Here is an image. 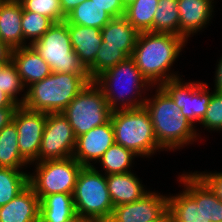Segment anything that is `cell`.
Instances as JSON below:
<instances>
[{"label":"cell","mask_w":222,"mask_h":222,"mask_svg":"<svg viewBox=\"0 0 222 222\" xmlns=\"http://www.w3.org/2000/svg\"><path fill=\"white\" fill-rule=\"evenodd\" d=\"M204 222H222V201L203 181Z\"/></svg>","instance_id":"35"},{"label":"cell","mask_w":222,"mask_h":222,"mask_svg":"<svg viewBox=\"0 0 222 222\" xmlns=\"http://www.w3.org/2000/svg\"><path fill=\"white\" fill-rule=\"evenodd\" d=\"M22 12L18 0H6L0 10V40L11 49L24 47Z\"/></svg>","instance_id":"22"},{"label":"cell","mask_w":222,"mask_h":222,"mask_svg":"<svg viewBox=\"0 0 222 222\" xmlns=\"http://www.w3.org/2000/svg\"><path fill=\"white\" fill-rule=\"evenodd\" d=\"M158 0H134L126 6L124 17L140 32H153L154 13Z\"/></svg>","instance_id":"27"},{"label":"cell","mask_w":222,"mask_h":222,"mask_svg":"<svg viewBox=\"0 0 222 222\" xmlns=\"http://www.w3.org/2000/svg\"><path fill=\"white\" fill-rule=\"evenodd\" d=\"M48 63L52 72L78 74L88 83L93 80L71 45L66 21L55 22L31 45Z\"/></svg>","instance_id":"7"},{"label":"cell","mask_w":222,"mask_h":222,"mask_svg":"<svg viewBox=\"0 0 222 222\" xmlns=\"http://www.w3.org/2000/svg\"><path fill=\"white\" fill-rule=\"evenodd\" d=\"M17 108H0V131L13 121Z\"/></svg>","instance_id":"38"},{"label":"cell","mask_w":222,"mask_h":222,"mask_svg":"<svg viewBox=\"0 0 222 222\" xmlns=\"http://www.w3.org/2000/svg\"><path fill=\"white\" fill-rule=\"evenodd\" d=\"M0 167L17 170L30 168V164L20 155L18 133L13 121L0 131Z\"/></svg>","instance_id":"24"},{"label":"cell","mask_w":222,"mask_h":222,"mask_svg":"<svg viewBox=\"0 0 222 222\" xmlns=\"http://www.w3.org/2000/svg\"><path fill=\"white\" fill-rule=\"evenodd\" d=\"M18 104L0 88V108H18Z\"/></svg>","instance_id":"42"},{"label":"cell","mask_w":222,"mask_h":222,"mask_svg":"<svg viewBox=\"0 0 222 222\" xmlns=\"http://www.w3.org/2000/svg\"><path fill=\"white\" fill-rule=\"evenodd\" d=\"M64 222H90V221L85 217H83L82 215L76 213L74 216H72L71 218H69Z\"/></svg>","instance_id":"43"},{"label":"cell","mask_w":222,"mask_h":222,"mask_svg":"<svg viewBox=\"0 0 222 222\" xmlns=\"http://www.w3.org/2000/svg\"><path fill=\"white\" fill-rule=\"evenodd\" d=\"M11 61L26 88L52 73L48 63L31 46L12 49Z\"/></svg>","instance_id":"18"},{"label":"cell","mask_w":222,"mask_h":222,"mask_svg":"<svg viewBox=\"0 0 222 222\" xmlns=\"http://www.w3.org/2000/svg\"><path fill=\"white\" fill-rule=\"evenodd\" d=\"M222 201V172L215 171H194Z\"/></svg>","instance_id":"36"},{"label":"cell","mask_w":222,"mask_h":222,"mask_svg":"<svg viewBox=\"0 0 222 222\" xmlns=\"http://www.w3.org/2000/svg\"><path fill=\"white\" fill-rule=\"evenodd\" d=\"M71 45L81 62L95 80V57L102 43L101 29L76 24H68Z\"/></svg>","instance_id":"17"},{"label":"cell","mask_w":222,"mask_h":222,"mask_svg":"<svg viewBox=\"0 0 222 222\" xmlns=\"http://www.w3.org/2000/svg\"><path fill=\"white\" fill-rule=\"evenodd\" d=\"M94 82L112 111L142 107L152 87L131 57L103 72Z\"/></svg>","instance_id":"3"},{"label":"cell","mask_w":222,"mask_h":222,"mask_svg":"<svg viewBox=\"0 0 222 222\" xmlns=\"http://www.w3.org/2000/svg\"><path fill=\"white\" fill-rule=\"evenodd\" d=\"M153 33L179 35L178 0H158L153 18Z\"/></svg>","instance_id":"28"},{"label":"cell","mask_w":222,"mask_h":222,"mask_svg":"<svg viewBox=\"0 0 222 222\" xmlns=\"http://www.w3.org/2000/svg\"><path fill=\"white\" fill-rule=\"evenodd\" d=\"M53 24L54 22L46 16L23 10L21 27L24 36V47L39 40Z\"/></svg>","instance_id":"31"},{"label":"cell","mask_w":222,"mask_h":222,"mask_svg":"<svg viewBox=\"0 0 222 222\" xmlns=\"http://www.w3.org/2000/svg\"><path fill=\"white\" fill-rule=\"evenodd\" d=\"M219 60V61H218ZM215 73H214V91L221 92L222 93V55L219 59H217V63L215 64Z\"/></svg>","instance_id":"39"},{"label":"cell","mask_w":222,"mask_h":222,"mask_svg":"<svg viewBox=\"0 0 222 222\" xmlns=\"http://www.w3.org/2000/svg\"><path fill=\"white\" fill-rule=\"evenodd\" d=\"M7 63H0V72Z\"/></svg>","instance_id":"46"},{"label":"cell","mask_w":222,"mask_h":222,"mask_svg":"<svg viewBox=\"0 0 222 222\" xmlns=\"http://www.w3.org/2000/svg\"><path fill=\"white\" fill-rule=\"evenodd\" d=\"M76 137L62 113H47L38 162L65 159L73 156Z\"/></svg>","instance_id":"12"},{"label":"cell","mask_w":222,"mask_h":222,"mask_svg":"<svg viewBox=\"0 0 222 222\" xmlns=\"http://www.w3.org/2000/svg\"><path fill=\"white\" fill-rule=\"evenodd\" d=\"M0 88L18 105H23L27 88L12 61L7 63L0 72Z\"/></svg>","instance_id":"30"},{"label":"cell","mask_w":222,"mask_h":222,"mask_svg":"<svg viewBox=\"0 0 222 222\" xmlns=\"http://www.w3.org/2000/svg\"><path fill=\"white\" fill-rule=\"evenodd\" d=\"M177 178L182 191L176 195L168 194L167 211L170 221L204 222L203 180L192 171L178 173Z\"/></svg>","instance_id":"11"},{"label":"cell","mask_w":222,"mask_h":222,"mask_svg":"<svg viewBox=\"0 0 222 222\" xmlns=\"http://www.w3.org/2000/svg\"><path fill=\"white\" fill-rule=\"evenodd\" d=\"M0 167V207L15 198L28 185V171Z\"/></svg>","instance_id":"29"},{"label":"cell","mask_w":222,"mask_h":222,"mask_svg":"<svg viewBox=\"0 0 222 222\" xmlns=\"http://www.w3.org/2000/svg\"><path fill=\"white\" fill-rule=\"evenodd\" d=\"M47 121V113L33 111L19 105L13 122L18 133L20 155L29 163L38 162L40 144Z\"/></svg>","instance_id":"13"},{"label":"cell","mask_w":222,"mask_h":222,"mask_svg":"<svg viewBox=\"0 0 222 222\" xmlns=\"http://www.w3.org/2000/svg\"><path fill=\"white\" fill-rule=\"evenodd\" d=\"M124 5L127 6L129 3H131L134 0H122Z\"/></svg>","instance_id":"45"},{"label":"cell","mask_w":222,"mask_h":222,"mask_svg":"<svg viewBox=\"0 0 222 222\" xmlns=\"http://www.w3.org/2000/svg\"><path fill=\"white\" fill-rule=\"evenodd\" d=\"M115 143L111 120L76 137L73 158L82 166L94 167L102 155Z\"/></svg>","instance_id":"15"},{"label":"cell","mask_w":222,"mask_h":222,"mask_svg":"<svg viewBox=\"0 0 222 222\" xmlns=\"http://www.w3.org/2000/svg\"><path fill=\"white\" fill-rule=\"evenodd\" d=\"M136 158L138 159L139 157L132 151L114 143L102 155L94 167L104 175L127 173L133 171L132 168L135 166ZM97 165L98 167L100 166L101 170L96 167Z\"/></svg>","instance_id":"25"},{"label":"cell","mask_w":222,"mask_h":222,"mask_svg":"<svg viewBox=\"0 0 222 222\" xmlns=\"http://www.w3.org/2000/svg\"><path fill=\"white\" fill-rule=\"evenodd\" d=\"M149 92L143 106L149 113L159 146L164 151L176 152L199 142L196 127L181 114L169 94L161 86H152Z\"/></svg>","instance_id":"2"},{"label":"cell","mask_w":222,"mask_h":222,"mask_svg":"<svg viewBox=\"0 0 222 222\" xmlns=\"http://www.w3.org/2000/svg\"><path fill=\"white\" fill-rule=\"evenodd\" d=\"M134 172L106 175L107 187L114 207L135 202L150 191Z\"/></svg>","instance_id":"20"},{"label":"cell","mask_w":222,"mask_h":222,"mask_svg":"<svg viewBox=\"0 0 222 222\" xmlns=\"http://www.w3.org/2000/svg\"><path fill=\"white\" fill-rule=\"evenodd\" d=\"M5 1L6 0H0V10H1V7H2V5L4 4Z\"/></svg>","instance_id":"47"},{"label":"cell","mask_w":222,"mask_h":222,"mask_svg":"<svg viewBox=\"0 0 222 222\" xmlns=\"http://www.w3.org/2000/svg\"><path fill=\"white\" fill-rule=\"evenodd\" d=\"M127 58L119 48L100 47L95 57V79Z\"/></svg>","instance_id":"34"},{"label":"cell","mask_w":222,"mask_h":222,"mask_svg":"<svg viewBox=\"0 0 222 222\" xmlns=\"http://www.w3.org/2000/svg\"><path fill=\"white\" fill-rule=\"evenodd\" d=\"M112 17L91 0H86L76 6L74 10L66 16L68 24H76L87 27L102 29Z\"/></svg>","instance_id":"26"},{"label":"cell","mask_w":222,"mask_h":222,"mask_svg":"<svg viewBox=\"0 0 222 222\" xmlns=\"http://www.w3.org/2000/svg\"><path fill=\"white\" fill-rule=\"evenodd\" d=\"M86 0H60L62 13L67 16L70 14L74 8L81 3L85 2Z\"/></svg>","instance_id":"40"},{"label":"cell","mask_w":222,"mask_h":222,"mask_svg":"<svg viewBox=\"0 0 222 222\" xmlns=\"http://www.w3.org/2000/svg\"><path fill=\"white\" fill-rule=\"evenodd\" d=\"M138 33L124 16L112 18L101 29V47L119 48L129 58L132 56Z\"/></svg>","instance_id":"21"},{"label":"cell","mask_w":222,"mask_h":222,"mask_svg":"<svg viewBox=\"0 0 222 222\" xmlns=\"http://www.w3.org/2000/svg\"><path fill=\"white\" fill-rule=\"evenodd\" d=\"M216 0H178L179 36L187 42L212 23Z\"/></svg>","instance_id":"16"},{"label":"cell","mask_w":222,"mask_h":222,"mask_svg":"<svg viewBox=\"0 0 222 222\" xmlns=\"http://www.w3.org/2000/svg\"><path fill=\"white\" fill-rule=\"evenodd\" d=\"M75 214L73 194L54 193L40 201L39 222H64Z\"/></svg>","instance_id":"23"},{"label":"cell","mask_w":222,"mask_h":222,"mask_svg":"<svg viewBox=\"0 0 222 222\" xmlns=\"http://www.w3.org/2000/svg\"><path fill=\"white\" fill-rule=\"evenodd\" d=\"M187 43L179 35L140 32L131 58L151 86H161L168 80L183 76L172 68Z\"/></svg>","instance_id":"1"},{"label":"cell","mask_w":222,"mask_h":222,"mask_svg":"<svg viewBox=\"0 0 222 222\" xmlns=\"http://www.w3.org/2000/svg\"><path fill=\"white\" fill-rule=\"evenodd\" d=\"M87 85L78 74L52 72L27 88L23 106L33 111L61 113Z\"/></svg>","instance_id":"4"},{"label":"cell","mask_w":222,"mask_h":222,"mask_svg":"<svg viewBox=\"0 0 222 222\" xmlns=\"http://www.w3.org/2000/svg\"><path fill=\"white\" fill-rule=\"evenodd\" d=\"M40 200L28 184L19 194L0 207V222H39Z\"/></svg>","instance_id":"19"},{"label":"cell","mask_w":222,"mask_h":222,"mask_svg":"<svg viewBox=\"0 0 222 222\" xmlns=\"http://www.w3.org/2000/svg\"><path fill=\"white\" fill-rule=\"evenodd\" d=\"M189 81L182 76V78L178 77L164 82L161 87L181 109V114L196 127L201 141L203 139L201 138L202 132L198 130L199 125L197 124L200 123L207 111L213 90L209 89L210 84L207 82Z\"/></svg>","instance_id":"10"},{"label":"cell","mask_w":222,"mask_h":222,"mask_svg":"<svg viewBox=\"0 0 222 222\" xmlns=\"http://www.w3.org/2000/svg\"><path fill=\"white\" fill-rule=\"evenodd\" d=\"M110 120L114 128L115 143L143 160L152 158L156 152L164 151L157 142L152 121L144 106L112 111Z\"/></svg>","instance_id":"5"},{"label":"cell","mask_w":222,"mask_h":222,"mask_svg":"<svg viewBox=\"0 0 222 222\" xmlns=\"http://www.w3.org/2000/svg\"><path fill=\"white\" fill-rule=\"evenodd\" d=\"M30 165L34 169L28 172V184L40 201L54 193L73 194L78 173L83 167L73 157L34 162Z\"/></svg>","instance_id":"8"},{"label":"cell","mask_w":222,"mask_h":222,"mask_svg":"<svg viewBox=\"0 0 222 222\" xmlns=\"http://www.w3.org/2000/svg\"><path fill=\"white\" fill-rule=\"evenodd\" d=\"M168 194L150 190L135 202L113 208L108 222H153L167 211Z\"/></svg>","instance_id":"14"},{"label":"cell","mask_w":222,"mask_h":222,"mask_svg":"<svg viewBox=\"0 0 222 222\" xmlns=\"http://www.w3.org/2000/svg\"><path fill=\"white\" fill-rule=\"evenodd\" d=\"M153 222H171L168 211H166L158 220Z\"/></svg>","instance_id":"44"},{"label":"cell","mask_w":222,"mask_h":222,"mask_svg":"<svg viewBox=\"0 0 222 222\" xmlns=\"http://www.w3.org/2000/svg\"><path fill=\"white\" fill-rule=\"evenodd\" d=\"M199 130L219 132L222 131V93L213 90L207 111L199 123ZM203 128V129H202Z\"/></svg>","instance_id":"33"},{"label":"cell","mask_w":222,"mask_h":222,"mask_svg":"<svg viewBox=\"0 0 222 222\" xmlns=\"http://www.w3.org/2000/svg\"><path fill=\"white\" fill-rule=\"evenodd\" d=\"M73 200L76 213L90 222H108L112 215L114 206L106 175L95 167L81 168L76 179Z\"/></svg>","instance_id":"6"},{"label":"cell","mask_w":222,"mask_h":222,"mask_svg":"<svg viewBox=\"0 0 222 222\" xmlns=\"http://www.w3.org/2000/svg\"><path fill=\"white\" fill-rule=\"evenodd\" d=\"M103 8L112 18L122 17L125 14L126 6L122 0H91Z\"/></svg>","instance_id":"37"},{"label":"cell","mask_w":222,"mask_h":222,"mask_svg":"<svg viewBox=\"0 0 222 222\" xmlns=\"http://www.w3.org/2000/svg\"><path fill=\"white\" fill-rule=\"evenodd\" d=\"M69 121L75 137L107 123L112 114L102 89L93 81L82 89L61 112Z\"/></svg>","instance_id":"9"},{"label":"cell","mask_w":222,"mask_h":222,"mask_svg":"<svg viewBox=\"0 0 222 222\" xmlns=\"http://www.w3.org/2000/svg\"><path fill=\"white\" fill-rule=\"evenodd\" d=\"M12 49L0 40V63H9L11 61Z\"/></svg>","instance_id":"41"},{"label":"cell","mask_w":222,"mask_h":222,"mask_svg":"<svg viewBox=\"0 0 222 222\" xmlns=\"http://www.w3.org/2000/svg\"><path fill=\"white\" fill-rule=\"evenodd\" d=\"M23 10L39 13L50 18L54 23L66 20L62 13L60 0H18Z\"/></svg>","instance_id":"32"}]
</instances>
